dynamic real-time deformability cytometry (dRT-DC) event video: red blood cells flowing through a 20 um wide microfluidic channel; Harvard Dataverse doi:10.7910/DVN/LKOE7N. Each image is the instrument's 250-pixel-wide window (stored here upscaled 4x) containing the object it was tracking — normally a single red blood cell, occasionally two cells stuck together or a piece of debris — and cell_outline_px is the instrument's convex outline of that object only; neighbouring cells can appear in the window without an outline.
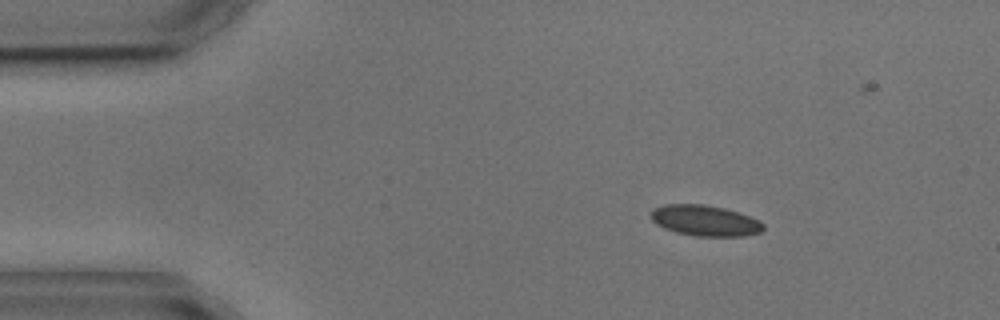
{"species": "common noctule bat (a hibernating species)", "species_latin": "Nyctalus noctula", "temperature_condition": "cold", "stored_images_in_passage": 3, "camera_frame_rate_fps": 3000, "um_per_image_px": 0.085, "animal": {"sex": "male", "body_mass_g": 17.9, "forearm_length_mm": 54.2}, "frame": {"image": 1, "passage_image": 1, "time_ms": 0.0, "image_size_px": [1000, 320], "cell_outline_px": [[764, 228], [760, 232], [744, 236], [696, 236], [676, 232], [664, 228], [656, 224], [652, 220], [652, 212], [656, 208], [664, 204], [704, 204], [724, 208], [760, 220], [764, 224]], "centroid_in_image_um": [59.94, 18.75], "position_along_channel_um": 25.1, "area_um2": 20.0}}